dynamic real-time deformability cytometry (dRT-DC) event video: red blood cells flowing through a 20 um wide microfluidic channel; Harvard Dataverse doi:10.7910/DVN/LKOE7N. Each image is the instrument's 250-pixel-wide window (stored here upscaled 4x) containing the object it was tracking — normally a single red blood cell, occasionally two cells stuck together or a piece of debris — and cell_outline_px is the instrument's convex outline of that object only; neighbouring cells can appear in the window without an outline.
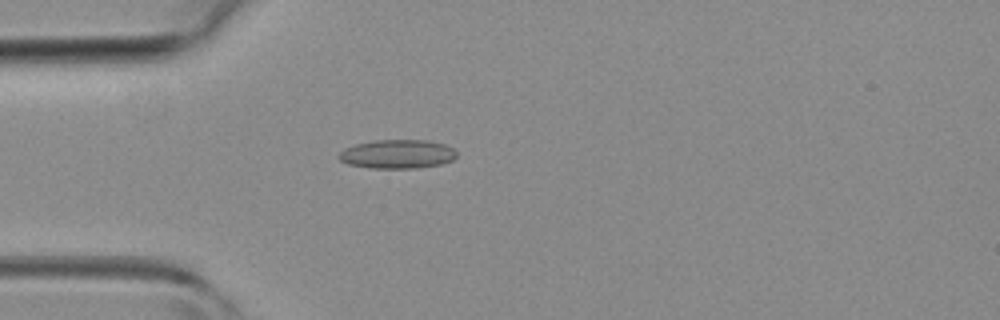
{"species": "common noctule bat (a hibernating species)", "species_latin": "Nyctalus noctula", "temperature_condition": "room temperature", "stored_images_in_passage": 34, "camera_frame_rate_fps": 3000, "um_per_image_px": 0.085, "animal": {"sex": "female", "body_mass_g": 19.3, "forearm_length_mm": 54.1}, "frame": {"image": 1, "passage_image": 2, "time_ms": 0.333, "image_size_px": [1000, 320], "cell_outline_px": [[456, 156], [452, 160], [440, 164], [416, 168], [372, 168], [348, 164], [340, 160], [336, 156], [344, 148], [356, 144], [372, 140], [428, 140], [444, 144], [452, 148], [456, 152]], "centroid_in_image_um": [33.74, 13.09], "position_along_channel_um": 51.3, "area_um2": 19.83}}
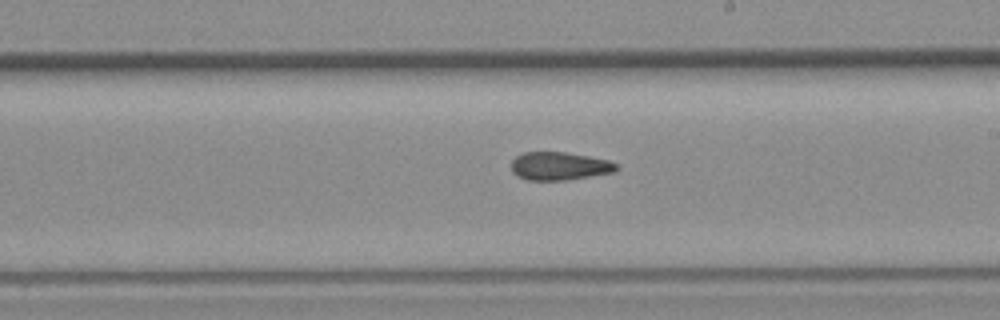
{"frame": {"image": 2, "passage_image": 15, "time_ms": 4.667, "image_size_px": [1000, 320], "cell_outline_px": [[616, 172], [568, 180], [528, 180], [512, 172], [512, 160], [516, 156], [524, 152], [564, 152], [588, 156], [608, 160], [616, 164]], "centroid_in_image_um": [47.55, 14.12], "position_along_channel_um": 241.4, "area_um2": 17.11}}
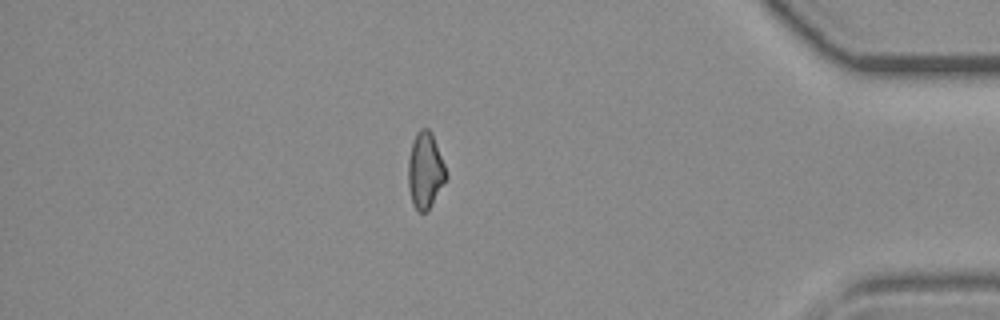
{"frame": {"image": 3, "passage_image": 28, "time_ms": 9.0, "image_size_px": [1000, 320], "cell_outline_px": [[448, 176], [428, 212], [420, 212], [412, 204], [408, 188], [408, 160], [412, 144], [416, 132], [420, 128], [428, 128], [432, 132], [444, 164]], "centroid_in_image_um": [36.14, 14.5], "position_along_channel_um": 399.1, "area_um2": 16.94}}